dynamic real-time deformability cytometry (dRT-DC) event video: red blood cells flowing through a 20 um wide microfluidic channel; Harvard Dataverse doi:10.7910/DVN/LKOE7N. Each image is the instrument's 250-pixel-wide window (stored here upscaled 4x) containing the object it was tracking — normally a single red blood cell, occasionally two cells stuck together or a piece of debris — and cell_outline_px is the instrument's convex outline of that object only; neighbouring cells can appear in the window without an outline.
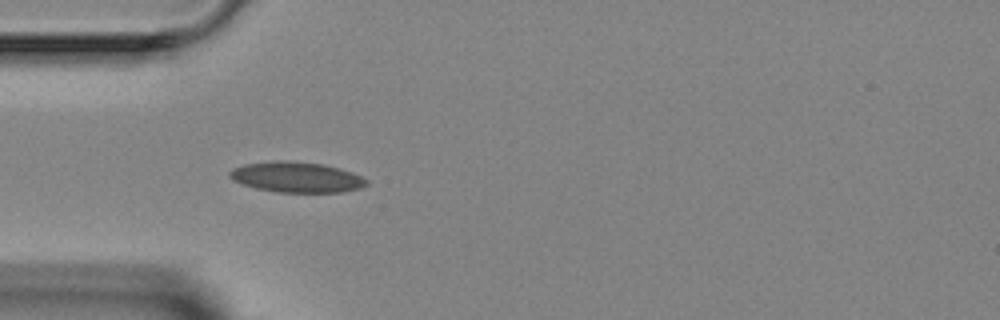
{"species": "Egyptian fruit bat (a non-hibernating species)", "species_latin": "Rousettus aegyptiacus", "temperature_condition": "room temperature", "stored_images_in_passage": 3, "camera_frame_rate_fps": 3000, "um_per_image_px": 0.085, "animal": {"sex": "female"}, "frame": {"image": 1, "passage_image": 3, "time_ms": 2.667, "image_size_px": [1000, 320], "cell_outline_px": [[368, 184], [360, 188], [344, 192], [276, 192], [256, 188], [232, 180], [228, 176], [228, 172], [232, 168], [244, 164], [276, 160], [280, 160], [324, 164], [340, 168], [352, 172], [368, 180]], "centroid_in_image_um": [25.2, 15.05], "position_along_channel_um": 59.8, "area_um2": 24.39}}